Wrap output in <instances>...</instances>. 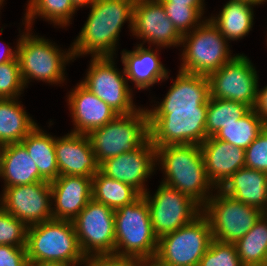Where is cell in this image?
Wrapping results in <instances>:
<instances>
[{
	"mask_svg": "<svg viewBox=\"0 0 267 266\" xmlns=\"http://www.w3.org/2000/svg\"><path fill=\"white\" fill-rule=\"evenodd\" d=\"M134 4L135 0H95L90 5L87 21L71 45L73 58L83 54L113 57L125 21H129L132 32Z\"/></svg>",
	"mask_w": 267,
	"mask_h": 266,
	"instance_id": "1",
	"label": "cell"
},
{
	"mask_svg": "<svg viewBox=\"0 0 267 266\" xmlns=\"http://www.w3.org/2000/svg\"><path fill=\"white\" fill-rule=\"evenodd\" d=\"M155 148L156 161L165 173L162 182L203 206L211 197L210 188L213 190L215 187L207 177L200 145L180 144Z\"/></svg>",
	"mask_w": 267,
	"mask_h": 266,
	"instance_id": "2",
	"label": "cell"
},
{
	"mask_svg": "<svg viewBox=\"0 0 267 266\" xmlns=\"http://www.w3.org/2000/svg\"><path fill=\"white\" fill-rule=\"evenodd\" d=\"M28 262H62L80 266L86 257L70 220L50 219L27 228Z\"/></svg>",
	"mask_w": 267,
	"mask_h": 266,
	"instance_id": "3",
	"label": "cell"
},
{
	"mask_svg": "<svg viewBox=\"0 0 267 266\" xmlns=\"http://www.w3.org/2000/svg\"><path fill=\"white\" fill-rule=\"evenodd\" d=\"M158 238L152 228L150 210L143 195L115 210L114 256L140 259L155 256Z\"/></svg>",
	"mask_w": 267,
	"mask_h": 266,
	"instance_id": "4",
	"label": "cell"
},
{
	"mask_svg": "<svg viewBox=\"0 0 267 266\" xmlns=\"http://www.w3.org/2000/svg\"><path fill=\"white\" fill-rule=\"evenodd\" d=\"M99 164L125 152H132L149 138V115L140 108L132 114L117 115L87 134Z\"/></svg>",
	"mask_w": 267,
	"mask_h": 266,
	"instance_id": "5",
	"label": "cell"
},
{
	"mask_svg": "<svg viewBox=\"0 0 267 266\" xmlns=\"http://www.w3.org/2000/svg\"><path fill=\"white\" fill-rule=\"evenodd\" d=\"M25 28L27 33L20 36L16 47L25 87L29 83L28 79L42 80L50 84L63 83L65 65L74 59L72 50L64 52L44 37L31 35L28 32L31 28Z\"/></svg>",
	"mask_w": 267,
	"mask_h": 266,
	"instance_id": "6",
	"label": "cell"
},
{
	"mask_svg": "<svg viewBox=\"0 0 267 266\" xmlns=\"http://www.w3.org/2000/svg\"><path fill=\"white\" fill-rule=\"evenodd\" d=\"M181 44L185 48L179 70L186 73L208 76L234 57L227 39L210 19L202 20L197 28L182 35Z\"/></svg>",
	"mask_w": 267,
	"mask_h": 266,
	"instance_id": "7",
	"label": "cell"
},
{
	"mask_svg": "<svg viewBox=\"0 0 267 266\" xmlns=\"http://www.w3.org/2000/svg\"><path fill=\"white\" fill-rule=\"evenodd\" d=\"M217 193L211 194L202 206V213L209 221L214 240L235 243L252 229L264 212L239 202L219 188Z\"/></svg>",
	"mask_w": 267,
	"mask_h": 266,
	"instance_id": "8",
	"label": "cell"
},
{
	"mask_svg": "<svg viewBox=\"0 0 267 266\" xmlns=\"http://www.w3.org/2000/svg\"><path fill=\"white\" fill-rule=\"evenodd\" d=\"M212 240L209 221L201 213L190 223L159 238L156 256L170 266H198Z\"/></svg>",
	"mask_w": 267,
	"mask_h": 266,
	"instance_id": "9",
	"label": "cell"
},
{
	"mask_svg": "<svg viewBox=\"0 0 267 266\" xmlns=\"http://www.w3.org/2000/svg\"><path fill=\"white\" fill-rule=\"evenodd\" d=\"M149 139L155 147L196 144L206 139L207 109H170L148 113Z\"/></svg>",
	"mask_w": 267,
	"mask_h": 266,
	"instance_id": "10",
	"label": "cell"
},
{
	"mask_svg": "<svg viewBox=\"0 0 267 266\" xmlns=\"http://www.w3.org/2000/svg\"><path fill=\"white\" fill-rule=\"evenodd\" d=\"M149 193L147 191L143 196L150 210L153 232L158 239L190 223L202 213V206L193 198L163 182L154 196Z\"/></svg>",
	"mask_w": 267,
	"mask_h": 266,
	"instance_id": "11",
	"label": "cell"
},
{
	"mask_svg": "<svg viewBox=\"0 0 267 266\" xmlns=\"http://www.w3.org/2000/svg\"><path fill=\"white\" fill-rule=\"evenodd\" d=\"M75 232L85 257L113 255L115 249V211L91 199L73 219Z\"/></svg>",
	"mask_w": 267,
	"mask_h": 266,
	"instance_id": "12",
	"label": "cell"
},
{
	"mask_svg": "<svg viewBox=\"0 0 267 266\" xmlns=\"http://www.w3.org/2000/svg\"><path fill=\"white\" fill-rule=\"evenodd\" d=\"M210 97L227 99L255 108L258 93V74L245 55H234L220 69L210 73Z\"/></svg>",
	"mask_w": 267,
	"mask_h": 266,
	"instance_id": "13",
	"label": "cell"
},
{
	"mask_svg": "<svg viewBox=\"0 0 267 266\" xmlns=\"http://www.w3.org/2000/svg\"><path fill=\"white\" fill-rule=\"evenodd\" d=\"M114 64L113 57L91 58L81 83L118 115L132 114L140 108L133 103L132 89L128 86L124 69L118 71Z\"/></svg>",
	"mask_w": 267,
	"mask_h": 266,
	"instance_id": "14",
	"label": "cell"
},
{
	"mask_svg": "<svg viewBox=\"0 0 267 266\" xmlns=\"http://www.w3.org/2000/svg\"><path fill=\"white\" fill-rule=\"evenodd\" d=\"M0 206L27 227L53 218L51 185L40 181L29 185L5 187Z\"/></svg>",
	"mask_w": 267,
	"mask_h": 266,
	"instance_id": "15",
	"label": "cell"
},
{
	"mask_svg": "<svg viewBox=\"0 0 267 266\" xmlns=\"http://www.w3.org/2000/svg\"><path fill=\"white\" fill-rule=\"evenodd\" d=\"M156 161V148L148 138L132 152H125L106 159L100 164V171L109 178L130 185L140 195L147 192L145 180L153 173Z\"/></svg>",
	"mask_w": 267,
	"mask_h": 266,
	"instance_id": "16",
	"label": "cell"
},
{
	"mask_svg": "<svg viewBox=\"0 0 267 266\" xmlns=\"http://www.w3.org/2000/svg\"><path fill=\"white\" fill-rule=\"evenodd\" d=\"M132 34L159 47L182 45V35L159 0H135Z\"/></svg>",
	"mask_w": 267,
	"mask_h": 266,
	"instance_id": "17",
	"label": "cell"
},
{
	"mask_svg": "<svg viewBox=\"0 0 267 266\" xmlns=\"http://www.w3.org/2000/svg\"><path fill=\"white\" fill-rule=\"evenodd\" d=\"M55 155L59 175L93 177L100 170L87 134L70 132L57 137Z\"/></svg>",
	"mask_w": 267,
	"mask_h": 266,
	"instance_id": "18",
	"label": "cell"
},
{
	"mask_svg": "<svg viewBox=\"0 0 267 266\" xmlns=\"http://www.w3.org/2000/svg\"><path fill=\"white\" fill-rule=\"evenodd\" d=\"M163 101L148 113H170V109H207L210 83L206 75L179 70Z\"/></svg>",
	"mask_w": 267,
	"mask_h": 266,
	"instance_id": "19",
	"label": "cell"
},
{
	"mask_svg": "<svg viewBox=\"0 0 267 266\" xmlns=\"http://www.w3.org/2000/svg\"><path fill=\"white\" fill-rule=\"evenodd\" d=\"M51 185L53 219H73L92 199V177L59 175Z\"/></svg>",
	"mask_w": 267,
	"mask_h": 266,
	"instance_id": "20",
	"label": "cell"
},
{
	"mask_svg": "<svg viewBox=\"0 0 267 266\" xmlns=\"http://www.w3.org/2000/svg\"><path fill=\"white\" fill-rule=\"evenodd\" d=\"M206 174L215 190L242 167H245V149L214 138H206L201 144Z\"/></svg>",
	"mask_w": 267,
	"mask_h": 266,
	"instance_id": "21",
	"label": "cell"
},
{
	"mask_svg": "<svg viewBox=\"0 0 267 266\" xmlns=\"http://www.w3.org/2000/svg\"><path fill=\"white\" fill-rule=\"evenodd\" d=\"M68 105L75 125L73 133L88 134L102 127L118 114L81 82L68 95Z\"/></svg>",
	"mask_w": 267,
	"mask_h": 266,
	"instance_id": "22",
	"label": "cell"
},
{
	"mask_svg": "<svg viewBox=\"0 0 267 266\" xmlns=\"http://www.w3.org/2000/svg\"><path fill=\"white\" fill-rule=\"evenodd\" d=\"M143 44L140 43L133 51L121 53L126 78L134 82L139 90L169 78L168 70L159 61L158 51L144 48Z\"/></svg>",
	"mask_w": 267,
	"mask_h": 266,
	"instance_id": "23",
	"label": "cell"
},
{
	"mask_svg": "<svg viewBox=\"0 0 267 266\" xmlns=\"http://www.w3.org/2000/svg\"><path fill=\"white\" fill-rule=\"evenodd\" d=\"M232 198L267 213V173L242 167L219 188Z\"/></svg>",
	"mask_w": 267,
	"mask_h": 266,
	"instance_id": "24",
	"label": "cell"
},
{
	"mask_svg": "<svg viewBox=\"0 0 267 266\" xmlns=\"http://www.w3.org/2000/svg\"><path fill=\"white\" fill-rule=\"evenodd\" d=\"M0 177L4 179L5 187L41 181L37 165L21 142L0 147Z\"/></svg>",
	"mask_w": 267,
	"mask_h": 266,
	"instance_id": "25",
	"label": "cell"
},
{
	"mask_svg": "<svg viewBox=\"0 0 267 266\" xmlns=\"http://www.w3.org/2000/svg\"><path fill=\"white\" fill-rule=\"evenodd\" d=\"M55 139L40 129L37 124L21 141L37 165L41 181L52 182L59 176L55 155Z\"/></svg>",
	"mask_w": 267,
	"mask_h": 266,
	"instance_id": "26",
	"label": "cell"
},
{
	"mask_svg": "<svg viewBox=\"0 0 267 266\" xmlns=\"http://www.w3.org/2000/svg\"><path fill=\"white\" fill-rule=\"evenodd\" d=\"M17 98H0V147L19 143L37 125Z\"/></svg>",
	"mask_w": 267,
	"mask_h": 266,
	"instance_id": "27",
	"label": "cell"
},
{
	"mask_svg": "<svg viewBox=\"0 0 267 266\" xmlns=\"http://www.w3.org/2000/svg\"><path fill=\"white\" fill-rule=\"evenodd\" d=\"M252 3L239 0H229L217 17L210 20L228 40H238L246 36L253 26Z\"/></svg>",
	"mask_w": 267,
	"mask_h": 266,
	"instance_id": "28",
	"label": "cell"
},
{
	"mask_svg": "<svg viewBox=\"0 0 267 266\" xmlns=\"http://www.w3.org/2000/svg\"><path fill=\"white\" fill-rule=\"evenodd\" d=\"M140 194L130 185L104 175L100 170L92 177V199L117 210L131 204Z\"/></svg>",
	"mask_w": 267,
	"mask_h": 266,
	"instance_id": "29",
	"label": "cell"
},
{
	"mask_svg": "<svg viewBox=\"0 0 267 266\" xmlns=\"http://www.w3.org/2000/svg\"><path fill=\"white\" fill-rule=\"evenodd\" d=\"M243 266L267 264V213H264L252 229L235 243Z\"/></svg>",
	"mask_w": 267,
	"mask_h": 266,
	"instance_id": "30",
	"label": "cell"
},
{
	"mask_svg": "<svg viewBox=\"0 0 267 266\" xmlns=\"http://www.w3.org/2000/svg\"><path fill=\"white\" fill-rule=\"evenodd\" d=\"M262 131L263 120L253 108L236 122L225 125L213 137L246 149Z\"/></svg>",
	"mask_w": 267,
	"mask_h": 266,
	"instance_id": "31",
	"label": "cell"
},
{
	"mask_svg": "<svg viewBox=\"0 0 267 266\" xmlns=\"http://www.w3.org/2000/svg\"><path fill=\"white\" fill-rule=\"evenodd\" d=\"M76 10L78 9L71 0H30L24 18L25 26L32 27L31 24L38 15L56 26L64 27L71 22Z\"/></svg>",
	"mask_w": 267,
	"mask_h": 266,
	"instance_id": "32",
	"label": "cell"
},
{
	"mask_svg": "<svg viewBox=\"0 0 267 266\" xmlns=\"http://www.w3.org/2000/svg\"><path fill=\"white\" fill-rule=\"evenodd\" d=\"M250 110L249 106L240 102L210 97L206 117V138L214 136L225 125L236 122Z\"/></svg>",
	"mask_w": 267,
	"mask_h": 266,
	"instance_id": "33",
	"label": "cell"
},
{
	"mask_svg": "<svg viewBox=\"0 0 267 266\" xmlns=\"http://www.w3.org/2000/svg\"><path fill=\"white\" fill-rule=\"evenodd\" d=\"M198 266H243L234 243L212 240Z\"/></svg>",
	"mask_w": 267,
	"mask_h": 266,
	"instance_id": "34",
	"label": "cell"
},
{
	"mask_svg": "<svg viewBox=\"0 0 267 266\" xmlns=\"http://www.w3.org/2000/svg\"><path fill=\"white\" fill-rule=\"evenodd\" d=\"M27 226L0 206V245L26 247Z\"/></svg>",
	"mask_w": 267,
	"mask_h": 266,
	"instance_id": "35",
	"label": "cell"
},
{
	"mask_svg": "<svg viewBox=\"0 0 267 266\" xmlns=\"http://www.w3.org/2000/svg\"><path fill=\"white\" fill-rule=\"evenodd\" d=\"M25 88L18 58L0 65V98H19Z\"/></svg>",
	"mask_w": 267,
	"mask_h": 266,
	"instance_id": "36",
	"label": "cell"
},
{
	"mask_svg": "<svg viewBox=\"0 0 267 266\" xmlns=\"http://www.w3.org/2000/svg\"><path fill=\"white\" fill-rule=\"evenodd\" d=\"M163 8L181 35L188 33V31L191 32V30L201 24L202 15L194 7L186 5H163Z\"/></svg>",
	"mask_w": 267,
	"mask_h": 266,
	"instance_id": "37",
	"label": "cell"
},
{
	"mask_svg": "<svg viewBox=\"0 0 267 266\" xmlns=\"http://www.w3.org/2000/svg\"><path fill=\"white\" fill-rule=\"evenodd\" d=\"M245 167L267 173V134L264 131L245 149Z\"/></svg>",
	"mask_w": 267,
	"mask_h": 266,
	"instance_id": "38",
	"label": "cell"
},
{
	"mask_svg": "<svg viewBox=\"0 0 267 266\" xmlns=\"http://www.w3.org/2000/svg\"><path fill=\"white\" fill-rule=\"evenodd\" d=\"M26 247L0 245V266H28Z\"/></svg>",
	"mask_w": 267,
	"mask_h": 266,
	"instance_id": "39",
	"label": "cell"
},
{
	"mask_svg": "<svg viewBox=\"0 0 267 266\" xmlns=\"http://www.w3.org/2000/svg\"><path fill=\"white\" fill-rule=\"evenodd\" d=\"M82 264H86L84 266H137V259L113 255L89 256Z\"/></svg>",
	"mask_w": 267,
	"mask_h": 266,
	"instance_id": "40",
	"label": "cell"
},
{
	"mask_svg": "<svg viewBox=\"0 0 267 266\" xmlns=\"http://www.w3.org/2000/svg\"><path fill=\"white\" fill-rule=\"evenodd\" d=\"M254 109L263 121L267 120V85L263 89L259 90L258 88L257 103Z\"/></svg>",
	"mask_w": 267,
	"mask_h": 266,
	"instance_id": "41",
	"label": "cell"
},
{
	"mask_svg": "<svg viewBox=\"0 0 267 266\" xmlns=\"http://www.w3.org/2000/svg\"><path fill=\"white\" fill-rule=\"evenodd\" d=\"M162 5H186L194 7L202 16L204 14V0H159Z\"/></svg>",
	"mask_w": 267,
	"mask_h": 266,
	"instance_id": "42",
	"label": "cell"
},
{
	"mask_svg": "<svg viewBox=\"0 0 267 266\" xmlns=\"http://www.w3.org/2000/svg\"><path fill=\"white\" fill-rule=\"evenodd\" d=\"M137 266H170L161 261L156 255L137 259Z\"/></svg>",
	"mask_w": 267,
	"mask_h": 266,
	"instance_id": "43",
	"label": "cell"
},
{
	"mask_svg": "<svg viewBox=\"0 0 267 266\" xmlns=\"http://www.w3.org/2000/svg\"><path fill=\"white\" fill-rule=\"evenodd\" d=\"M7 47L8 49H4V51H1L0 53V65L17 58V48L15 50H12L11 48H9V46Z\"/></svg>",
	"mask_w": 267,
	"mask_h": 266,
	"instance_id": "44",
	"label": "cell"
},
{
	"mask_svg": "<svg viewBox=\"0 0 267 266\" xmlns=\"http://www.w3.org/2000/svg\"><path fill=\"white\" fill-rule=\"evenodd\" d=\"M28 266H74L62 262H29Z\"/></svg>",
	"mask_w": 267,
	"mask_h": 266,
	"instance_id": "45",
	"label": "cell"
},
{
	"mask_svg": "<svg viewBox=\"0 0 267 266\" xmlns=\"http://www.w3.org/2000/svg\"><path fill=\"white\" fill-rule=\"evenodd\" d=\"M74 6L78 9V7L82 8L85 5H91L95 0H71Z\"/></svg>",
	"mask_w": 267,
	"mask_h": 266,
	"instance_id": "46",
	"label": "cell"
},
{
	"mask_svg": "<svg viewBox=\"0 0 267 266\" xmlns=\"http://www.w3.org/2000/svg\"><path fill=\"white\" fill-rule=\"evenodd\" d=\"M239 1H246L254 5H258V4L260 5L261 3L263 4V2H266L267 0H239Z\"/></svg>",
	"mask_w": 267,
	"mask_h": 266,
	"instance_id": "47",
	"label": "cell"
},
{
	"mask_svg": "<svg viewBox=\"0 0 267 266\" xmlns=\"http://www.w3.org/2000/svg\"><path fill=\"white\" fill-rule=\"evenodd\" d=\"M263 131L267 134V120L263 121Z\"/></svg>",
	"mask_w": 267,
	"mask_h": 266,
	"instance_id": "48",
	"label": "cell"
},
{
	"mask_svg": "<svg viewBox=\"0 0 267 266\" xmlns=\"http://www.w3.org/2000/svg\"><path fill=\"white\" fill-rule=\"evenodd\" d=\"M3 1H5V0H0V7H1V5L3 4Z\"/></svg>",
	"mask_w": 267,
	"mask_h": 266,
	"instance_id": "49",
	"label": "cell"
}]
</instances>
